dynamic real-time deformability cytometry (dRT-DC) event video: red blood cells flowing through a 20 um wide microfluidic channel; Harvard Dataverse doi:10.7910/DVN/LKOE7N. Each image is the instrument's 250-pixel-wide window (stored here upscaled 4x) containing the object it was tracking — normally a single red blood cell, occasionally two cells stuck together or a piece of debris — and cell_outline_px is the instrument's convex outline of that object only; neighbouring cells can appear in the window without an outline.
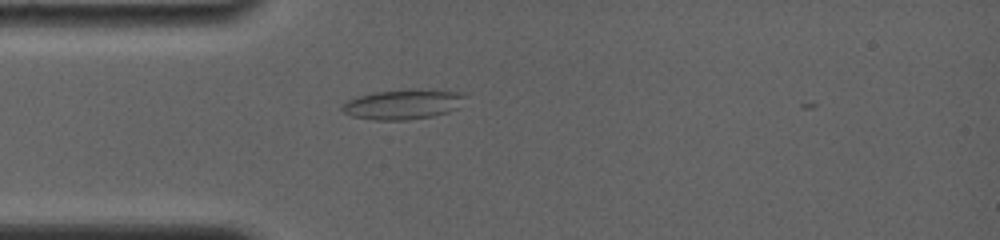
{"species": "common noctule bat (a hibernating species)", "species_latin": "Nyctalus noctula", "temperature_condition": "room temperature", "stored_images_in_passage": 53, "camera_frame_rate_fps": 4000, "um_per_image_px": 0.085, "animal": {"sex": "female", "body_mass_g": 19.0, "forearm_length_mm": 56.7}, "frame": {"image": 1, "passage_image": 2, "time_ms": 0.25, "image_size_px": [1000, 240], "cell_outline_px": [[464, 96], [460, 108], [448, 112], [432, 116], [408, 120], [372, 120], [352, 116], [344, 112], [340, 108], [348, 100], [356, 96], [372, 92], [408, 88], [420, 88], [464, 92]], "centroid_in_image_um": [34.27, 8.84], "position_along_channel_um": 50.7, "area_um2": 21.96}}
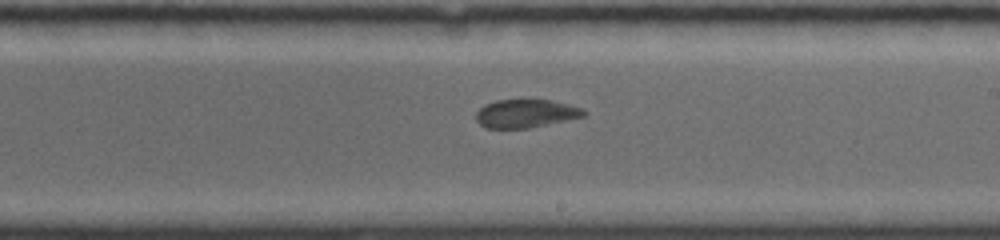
{"frame": {"image": 2, "passage_image": 25, "time_ms": 5.5, "image_size_px": [1000, 240], "cell_outline_px": [[588, 112], [584, 116], [528, 128], [484, 128], [476, 120], [476, 112], [484, 104], [496, 100], [552, 100], [584, 108]], "centroid_in_image_um": [44.68, 9.64], "position_along_channel_um": 244.3, "area_um2": 17.74}}
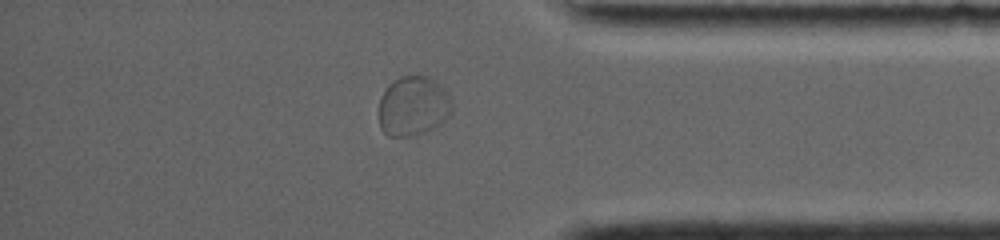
{"frame": {"image": 3, "passage_image": 45, "time_ms": 9.75, "image_size_px": [1000, 240], "cell_outline_px": [[452, 112], [440, 124], [424, 132], [412, 136], [388, 136], [380, 128], [380, 96], [388, 84], [392, 80], [400, 76], [428, 76], [440, 84], [448, 92], [452, 100]], "centroid_in_image_um": [35.13, 9.0], "position_along_channel_um": 400.1, "area_um2": 25.61}}